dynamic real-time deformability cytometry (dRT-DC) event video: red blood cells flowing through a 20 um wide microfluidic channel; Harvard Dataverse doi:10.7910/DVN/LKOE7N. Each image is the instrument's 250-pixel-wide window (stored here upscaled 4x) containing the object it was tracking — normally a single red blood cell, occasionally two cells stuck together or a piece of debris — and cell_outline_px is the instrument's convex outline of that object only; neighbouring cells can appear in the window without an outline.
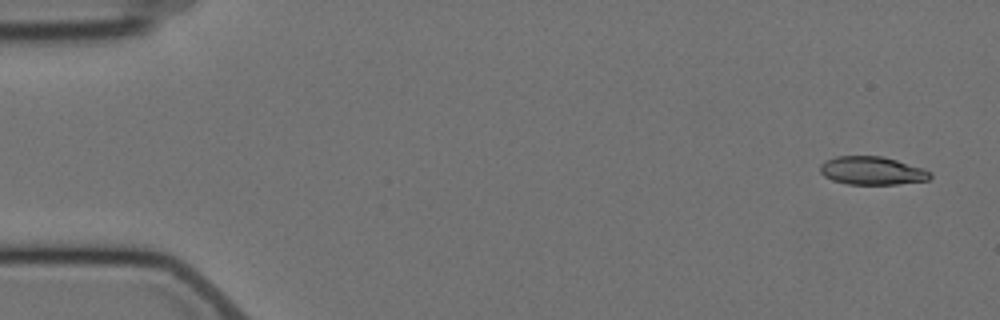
{"species": "Egyptian fruit bat (a non-hibernating species)", "species_latin": "Rousettus aegyptiacus", "temperature_condition": "cold", "stored_images_in_passage": 5, "camera_frame_rate_fps": 3000, "um_per_image_px": 0.085, "animal": {"sex": "female"}, "frame": {"image": 1, "passage_image": 1, "time_ms": 0.0, "image_size_px": [1000, 320], "cell_outline_px": [[932, 176], [928, 180], [896, 184], [848, 184], [832, 180], [824, 176], [820, 172], [820, 164], [824, 160], [836, 156], [884, 156], [924, 168], [932, 172]], "centroid_in_image_um": [74.13, 14.5], "position_along_channel_um": 10.9, "area_um2": 18.26}}
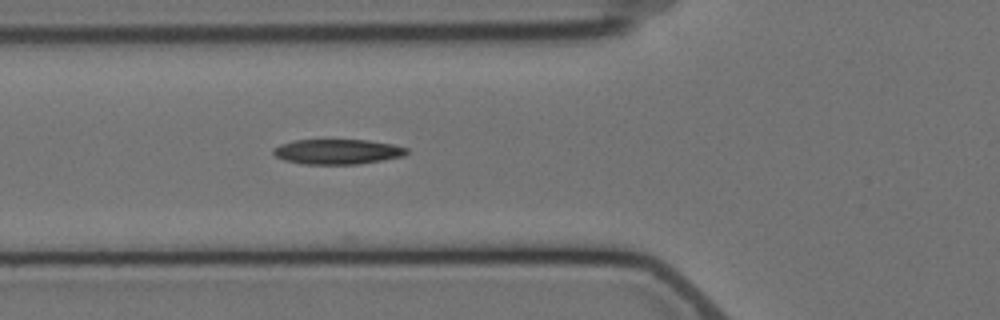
{"frame": {"image": 2, "passage_image": 5, "time_ms": 6.0, "image_size_px": [1000, 320], "cell_outline_px": [[408, 152], [404, 156], [384, 160], [356, 164], [304, 164], [284, 160], [276, 156], [272, 152], [272, 148], [280, 144], [292, 140], [368, 140], [392, 144], [408, 148]], "centroid_in_image_um": [28.67, 12.89], "position_along_channel_um": 97.1, "area_um2": 19.54}}